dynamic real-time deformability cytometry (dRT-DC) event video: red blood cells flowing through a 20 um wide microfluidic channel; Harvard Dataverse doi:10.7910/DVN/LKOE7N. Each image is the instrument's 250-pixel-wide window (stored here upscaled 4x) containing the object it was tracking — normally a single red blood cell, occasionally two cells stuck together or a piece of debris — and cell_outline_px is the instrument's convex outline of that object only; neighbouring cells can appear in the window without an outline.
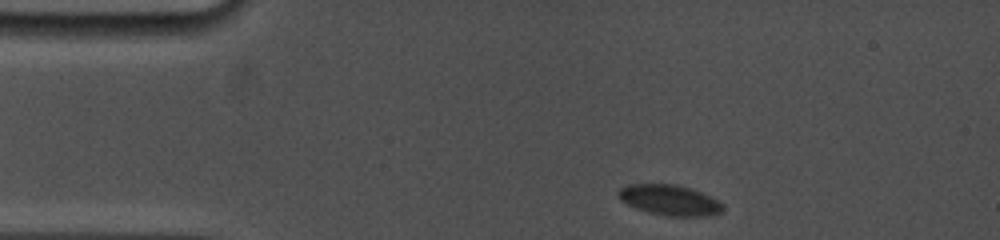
{"species": "common noctule bat (a hibernating species)", "species_latin": "Nyctalus noctula", "temperature_condition": "cold", "stored_images_in_passage": 41, "segment_of_instrument_passage": [1, 2], "camera_frame_rate_fps": 5000, "um_per_image_px": 0.085, "animal": {"sex": "female", "body_mass_g": 19.0, "forearm_length_mm": 53.3}, "frame": {"image": 1, "passage_image": 1, "time_ms": 0.0, "image_size_px": [1000, 240], "cell_outline_px": [[724, 212], [712, 216], [668, 216], [648, 212], [636, 208], [620, 200], [616, 192], [620, 188], [628, 184], [676, 184], [692, 188], [712, 196], [724, 204]], "centroid_in_image_um": [56.97, 17.01], "position_along_channel_um": 28.0, "area_um2": 18.96}}
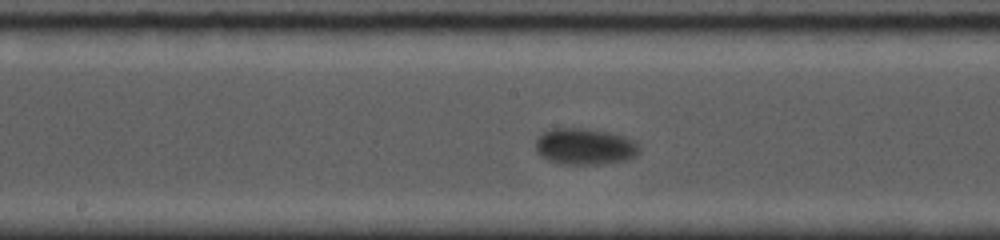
{"frame": {"image": 2, "passage_image": 19, "time_ms": 6.6, "image_size_px": [1000, 240], "cell_outline_px": [[640, 152], [636, 156], [624, 160], [600, 164], [560, 164], [548, 160], [540, 156], [536, 152], [536, 140], [544, 132], [552, 128], [584, 128], [608, 132], [624, 136], [640, 144]], "centroid_in_image_um": [49.71, 12.45], "position_along_channel_um": 198.5, "area_um2": 22.08}}
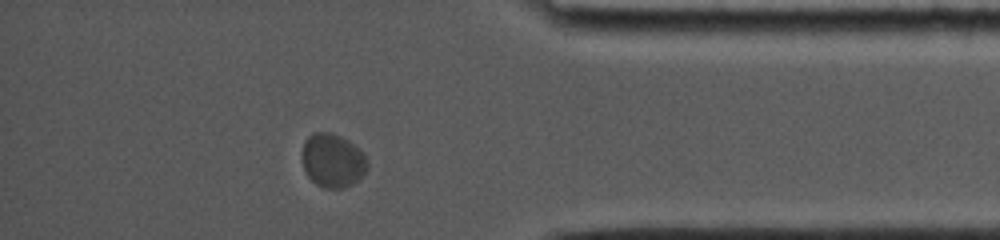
{"frame": {"image": 3, "passage_image": 33, "time_ms": 13.0, "image_size_px": [1000, 240], "cell_outline_px": [[368, 168], [352, 184], [344, 188], [324, 188], [316, 184], [308, 176], [304, 168], [304, 140], [312, 132], [332, 132], [348, 140], [368, 156]], "centroid_in_image_um": [28.31, 13.63], "position_along_channel_um": 406.9, "area_um2": 20.35}}